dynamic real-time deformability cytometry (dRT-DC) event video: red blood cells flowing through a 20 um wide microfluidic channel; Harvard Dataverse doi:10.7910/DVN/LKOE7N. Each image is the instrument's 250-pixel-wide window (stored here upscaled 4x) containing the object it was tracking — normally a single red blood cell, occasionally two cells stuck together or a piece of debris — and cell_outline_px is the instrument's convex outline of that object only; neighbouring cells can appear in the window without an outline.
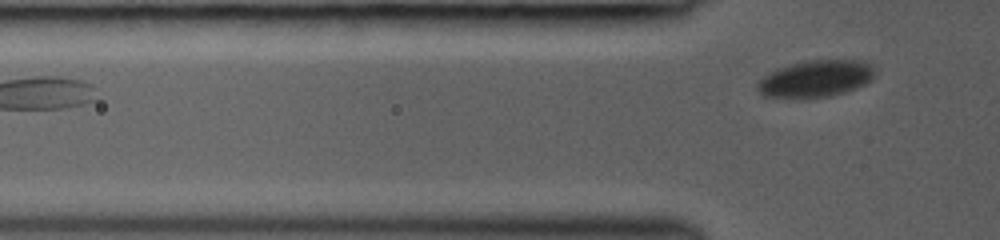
{"species": "common noctule bat (a hibernating species)", "species_latin": "Nyctalus noctula", "temperature_condition": "room temperature", "stored_images_in_passage": 6, "segment_of_instrument_passage": [2, 2], "camera_frame_rate_fps": 3000, "um_per_image_px": 0.085, "animal": {"sex": "female", "body_mass_g": 19.0, "forearm_length_mm": 53.3}, "frame": {"image": 1, "passage_image": 6, "time_ms": 2.667, "image_size_px": [1000, 240], "cell_outline_px": [[876, 72], [872, 80], [856, 88], [844, 92], [828, 96], [800, 100], [764, 96], [756, 88], [756, 84], [764, 76], [780, 68], [804, 60], [860, 60], [872, 64]], "centroid_in_image_um": [69.35, 6.71], "position_along_channel_um": 56.5, "area_um2": 25.55}}